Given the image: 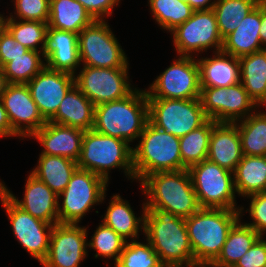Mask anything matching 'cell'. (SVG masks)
Here are the masks:
<instances>
[{
  "mask_svg": "<svg viewBox=\"0 0 266 267\" xmlns=\"http://www.w3.org/2000/svg\"><path fill=\"white\" fill-rule=\"evenodd\" d=\"M28 49L10 34L3 26H0V67L2 68L7 62L18 56H22Z\"/></svg>",
  "mask_w": 266,
  "mask_h": 267,
  "instance_id": "obj_42",
  "label": "cell"
},
{
  "mask_svg": "<svg viewBox=\"0 0 266 267\" xmlns=\"http://www.w3.org/2000/svg\"><path fill=\"white\" fill-rule=\"evenodd\" d=\"M44 55L48 68L75 75L81 67L78 34L48 27Z\"/></svg>",
  "mask_w": 266,
  "mask_h": 267,
  "instance_id": "obj_21",
  "label": "cell"
},
{
  "mask_svg": "<svg viewBox=\"0 0 266 267\" xmlns=\"http://www.w3.org/2000/svg\"><path fill=\"white\" fill-rule=\"evenodd\" d=\"M144 236L165 267L194 262L184 217L158 208H146Z\"/></svg>",
  "mask_w": 266,
  "mask_h": 267,
  "instance_id": "obj_1",
  "label": "cell"
},
{
  "mask_svg": "<svg viewBox=\"0 0 266 267\" xmlns=\"http://www.w3.org/2000/svg\"><path fill=\"white\" fill-rule=\"evenodd\" d=\"M0 188L12 201L33 217L50 224H58V195L48 185L39 180L31 172L24 185V195L21 200L0 180Z\"/></svg>",
  "mask_w": 266,
  "mask_h": 267,
  "instance_id": "obj_19",
  "label": "cell"
},
{
  "mask_svg": "<svg viewBox=\"0 0 266 267\" xmlns=\"http://www.w3.org/2000/svg\"><path fill=\"white\" fill-rule=\"evenodd\" d=\"M240 82L259 107H266V49L239 57Z\"/></svg>",
  "mask_w": 266,
  "mask_h": 267,
  "instance_id": "obj_27",
  "label": "cell"
},
{
  "mask_svg": "<svg viewBox=\"0 0 266 267\" xmlns=\"http://www.w3.org/2000/svg\"><path fill=\"white\" fill-rule=\"evenodd\" d=\"M178 57L156 76L149 88L145 89L147 98L195 99L200 97V76L196 57Z\"/></svg>",
  "mask_w": 266,
  "mask_h": 267,
  "instance_id": "obj_13",
  "label": "cell"
},
{
  "mask_svg": "<svg viewBox=\"0 0 266 267\" xmlns=\"http://www.w3.org/2000/svg\"><path fill=\"white\" fill-rule=\"evenodd\" d=\"M240 218L230 229L227 239L218 257L213 261L222 267H233L251 248L260 235Z\"/></svg>",
  "mask_w": 266,
  "mask_h": 267,
  "instance_id": "obj_31",
  "label": "cell"
},
{
  "mask_svg": "<svg viewBox=\"0 0 266 267\" xmlns=\"http://www.w3.org/2000/svg\"><path fill=\"white\" fill-rule=\"evenodd\" d=\"M14 2V15L11 12L7 18L23 21H40L48 23L50 0H11Z\"/></svg>",
  "mask_w": 266,
  "mask_h": 267,
  "instance_id": "obj_40",
  "label": "cell"
},
{
  "mask_svg": "<svg viewBox=\"0 0 266 267\" xmlns=\"http://www.w3.org/2000/svg\"><path fill=\"white\" fill-rule=\"evenodd\" d=\"M87 229L79 224H55L42 267H80L88 256Z\"/></svg>",
  "mask_w": 266,
  "mask_h": 267,
  "instance_id": "obj_16",
  "label": "cell"
},
{
  "mask_svg": "<svg viewBox=\"0 0 266 267\" xmlns=\"http://www.w3.org/2000/svg\"><path fill=\"white\" fill-rule=\"evenodd\" d=\"M94 104L74 85L60 103L56 114L49 122L92 130L94 125Z\"/></svg>",
  "mask_w": 266,
  "mask_h": 267,
  "instance_id": "obj_25",
  "label": "cell"
},
{
  "mask_svg": "<svg viewBox=\"0 0 266 267\" xmlns=\"http://www.w3.org/2000/svg\"><path fill=\"white\" fill-rule=\"evenodd\" d=\"M233 267H266V238L260 236Z\"/></svg>",
  "mask_w": 266,
  "mask_h": 267,
  "instance_id": "obj_43",
  "label": "cell"
},
{
  "mask_svg": "<svg viewBox=\"0 0 266 267\" xmlns=\"http://www.w3.org/2000/svg\"><path fill=\"white\" fill-rule=\"evenodd\" d=\"M146 208H158L179 217H189L199 206L188 169L147 175L139 184Z\"/></svg>",
  "mask_w": 266,
  "mask_h": 267,
  "instance_id": "obj_3",
  "label": "cell"
},
{
  "mask_svg": "<svg viewBox=\"0 0 266 267\" xmlns=\"http://www.w3.org/2000/svg\"><path fill=\"white\" fill-rule=\"evenodd\" d=\"M1 101L19 138H30L47 121L42 117L26 84H8Z\"/></svg>",
  "mask_w": 266,
  "mask_h": 267,
  "instance_id": "obj_17",
  "label": "cell"
},
{
  "mask_svg": "<svg viewBox=\"0 0 266 267\" xmlns=\"http://www.w3.org/2000/svg\"><path fill=\"white\" fill-rule=\"evenodd\" d=\"M147 99L149 122L173 136H185L208 120L199 98Z\"/></svg>",
  "mask_w": 266,
  "mask_h": 267,
  "instance_id": "obj_10",
  "label": "cell"
},
{
  "mask_svg": "<svg viewBox=\"0 0 266 267\" xmlns=\"http://www.w3.org/2000/svg\"><path fill=\"white\" fill-rule=\"evenodd\" d=\"M148 5L155 22L167 32L187 21L195 11L187 2L180 0H148Z\"/></svg>",
  "mask_w": 266,
  "mask_h": 267,
  "instance_id": "obj_36",
  "label": "cell"
},
{
  "mask_svg": "<svg viewBox=\"0 0 266 267\" xmlns=\"http://www.w3.org/2000/svg\"><path fill=\"white\" fill-rule=\"evenodd\" d=\"M82 66L123 68L129 59L106 20H94L78 34Z\"/></svg>",
  "mask_w": 266,
  "mask_h": 267,
  "instance_id": "obj_9",
  "label": "cell"
},
{
  "mask_svg": "<svg viewBox=\"0 0 266 267\" xmlns=\"http://www.w3.org/2000/svg\"><path fill=\"white\" fill-rule=\"evenodd\" d=\"M233 173L238 196L246 198L266 191V156L243 155Z\"/></svg>",
  "mask_w": 266,
  "mask_h": 267,
  "instance_id": "obj_29",
  "label": "cell"
},
{
  "mask_svg": "<svg viewBox=\"0 0 266 267\" xmlns=\"http://www.w3.org/2000/svg\"><path fill=\"white\" fill-rule=\"evenodd\" d=\"M2 25L10 32L18 43L25 46L28 50H34L45 54L48 23L16 20L6 18L3 15ZM40 45L41 47H39Z\"/></svg>",
  "mask_w": 266,
  "mask_h": 267,
  "instance_id": "obj_34",
  "label": "cell"
},
{
  "mask_svg": "<svg viewBox=\"0 0 266 267\" xmlns=\"http://www.w3.org/2000/svg\"><path fill=\"white\" fill-rule=\"evenodd\" d=\"M84 6L94 20H105L113 16V8L119 6L121 0H76ZM105 18V19H104Z\"/></svg>",
  "mask_w": 266,
  "mask_h": 267,
  "instance_id": "obj_44",
  "label": "cell"
},
{
  "mask_svg": "<svg viewBox=\"0 0 266 267\" xmlns=\"http://www.w3.org/2000/svg\"><path fill=\"white\" fill-rule=\"evenodd\" d=\"M48 27L79 34L94 19L76 0H50Z\"/></svg>",
  "mask_w": 266,
  "mask_h": 267,
  "instance_id": "obj_30",
  "label": "cell"
},
{
  "mask_svg": "<svg viewBox=\"0 0 266 267\" xmlns=\"http://www.w3.org/2000/svg\"><path fill=\"white\" fill-rule=\"evenodd\" d=\"M216 121L208 119L202 126L179 138L183 165L191 166L207 159L210 136Z\"/></svg>",
  "mask_w": 266,
  "mask_h": 267,
  "instance_id": "obj_35",
  "label": "cell"
},
{
  "mask_svg": "<svg viewBox=\"0 0 266 267\" xmlns=\"http://www.w3.org/2000/svg\"><path fill=\"white\" fill-rule=\"evenodd\" d=\"M259 35L261 44L266 49V2L263 0H261V27Z\"/></svg>",
  "mask_w": 266,
  "mask_h": 267,
  "instance_id": "obj_46",
  "label": "cell"
},
{
  "mask_svg": "<svg viewBox=\"0 0 266 267\" xmlns=\"http://www.w3.org/2000/svg\"><path fill=\"white\" fill-rule=\"evenodd\" d=\"M247 199H250L249 208H246L247 210H244V207L241 205L239 209L240 217H243L245 212H249V215L252 221H250V223H246V222L244 223L250 226L251 228H253L260 236H265L266 235V192H261V193L248 196Z\"/></svg>",
  "mask_w": 266,
  "mask_h": 267,
  "instance_id": "obj_41",
  "label": "cell"
},
{
  "mask_svg": "<svg viewBox=\"0 0 266 267\" xmlns=\"http://www.w3.org/2000/svg\"><path fill=\"white\" fill-rule=\"evenodd\" d=\"M108 185L102 177L78 168L58 195L59 223L79 224L93 206L106 200Z\"/></svg>",
  "mask_w": 266,
  "mask_h": 267,
  "instance_id": "obj_7",
  "label": "cell"
},
{
  "mask_svg": "<svg viewBox=\"0 0 266 267\" xmlns=\"http://www.w3.org/2000/svg\"><path fill=\"white\" fill-rule=\"evenodd\" d=\"M132 148L135 180L141 182L147 175L162 171L187 169L181 159L179 137L152 125L149 121Z\"/></svg>",
  "mask_w": 266,
  "mask_h": 267,
  "instance_id": "obj_6",
  "label": "cell"
},
{
  "mask_svg": "<svg viewBox=\"0 0 266 267\" xmlns=\"http://www.w3.org/2000/svg\"><path fill=\"white\" fill-rule=\"evenodd\" d=\"M261 1L235 31L223 39L222 51L241 57L265 49L260 41Z\"/></svg>",
  "mask_w": 266,
  "mask_h": 267,
  "instance_id": "obj_26",
  "label": "cell"
},
{
  "mask_svg": "<svg viewBox=\"0 0 266 267\" xmlns=\"http://www.w3.org/2000/svg\"><path fill=\"white\" fill-rule=\"evenodd\" d=\"M261 0H216L213 11L217 19L218 30L222 39L241 24Z\"/></svg>",
  "mask_w": 266,
  "mask_h": 267,
  "instance_id": "obj_33",
  "label": "cell"
},
{
  "mask_svg": "<svg viewBox=\"0 0 266 267\" xmlns=\"http://www.w3.org/2000/svg\"><path fill=\"white\" fill-rule=\"evenodd\" d=\"M26 85L42 117L49 121L56 114L67 92L75 85V76L45 66Z\"/></svg>",
  "mask_w": 266,
  "mask_h": 267,
  "instance_id": "obj_18",
  "label": "cell"
},
{
  "mask_svg": "<svg viewBox=\"0 0 266 267\" xmlns=\"http://www.w3.org/2000/svg\"><path fill=\"white\" fill-rule=\"evenodd\" d=\"M130 144L120 138L106 136L87 130L82 138V147L77 165L102 177L108 184L110 171L122 169L126 178L135 180L133 151Z\"/></svg>",
  "mask_w": 266,
  "mask_h": 267,
  "instance_id": "obj_5",
  "label": "cell"
},
{
  "mask_svg": "<svg viewBox=\"0 0 266 267\" xmlns=\"http://www.w3.org/2000/svg\"><path fill=\"white\" fill-rule=\"evenodd\" d=\"M170 33L177 56L197 58V55L207 52L209 48L215 52L222 50L223 39L213 10L194 11L187 21Z\"/></svg>",
  "mask_w": 266,
  "mask_h": 267,
  "instance_id": "obj_11",
  "label": "cell"
},
{
  "mask_svg": "<svg viewBox=\"0 0 266 267\" xmlns=\"http://www.w3.org/2000/svg\"><path fill=\"white\" fill-rule=\"evenodd\" d=\"M37 163L31 173L57 195L64 191L78 169L77 162L62 156L39 154Z\"/></svg>",
  "mask_w": 266,
  "mask_h": 267,
  "instance_id": "obj_28",
  "label": "cell"
},
{
  "mask_svg": "<svg viewBox=\"0 0 266 267\" xmlns=\"http://www.w3.org/2000/svg\"><path fill=\"white\" fill-rule=\"evenodd\" d=\"M126 243L125 239L103 222L99 223L91 240L87 241L89 250L96 251L94 254L96 259L98 257L106 258L113 260L114 264L119 259Z\"/></svg>",
  "mask_w": 266,
  "mask_h": 267,
  "instance_id": "obj_38",
  "label": "cell"
},
{
  "mask_svg": "<svg viewBox=\"0 0 266 267\" xmlns=\"http://www.w3.org/2000/svg\"><path fill=\"white\" fill-rule=\"evenodd\" d=\"M148 119L146 91L138 87L127 97L99 104L94 108L93 130L130 145L138 140Z\"/></svg>",
  "mask_w": 266,
  "mask_h": 267,
  "instance_id": "obj_2",
  "label": "cell"
},
{
  "mask_svg": "<svg viewBox=\"0 0 266 267\" xmlns=\"http://www.w3.org/2000/svg\"><path fill=\"white\" fill-rule=\"evenodd\" d=\"M19 137L13 130L7 115V111L4 109L3 103L0 100V138Z\"/></svg>",
  "mask_w": 266,
  "mask_h": 267,
  "instance_id": "obj_45",
  "label": "cell"
},
{
  "mask_svg": "<svg viewBox=\"0 0 266 267\" xmlns=\"http://www.w3.org/2000/svg\"><path fill=\"white\" fill-rule=\"evenodd\" d=\"M260 110L234 122L239 130L243 155L266 156V112Z\"/></svg>",
  "mask_w": 266,
  "mask_h": 267,
  "instance_id": "obj_32",
  "label": "cell"
},
{
  "mask_svg": "<svg viewBox=\"0 0 266 267\" xmlns=\"http://www.w3.org/2000/svg\"><path fill=\"white\" fill-rule=\"evenodd\" d=\"M216 0H188V4L195 10H212Z\"/></svg>",
  "mask_w": 266,
  "mask_h": 267,
  "instance_id": "obj_47",
  "label": "cell"
},
{
  "mask_svg": "<svg viewBox=\"0 0 266 267\" xmlns=\"http://www.w3.org/2000/svg\"><path fill=\"white\" fill-rule=\"evenodd\" d=\"M8 81H7V78L3 72V69L0 68V100L2 98V95L4 94L5 90H6V87L8 85Z\"/></svg>",
  "mask_w": 266,
  "mask_h": 267,
  "instance_id": "obj_49",
  "label": "cell"
},
{
  "mask_svg": "<svg viewBox=\"0 0 266 267\" xmlns=\"http://www.w3.org/2000/svg\"><path fill=\"white\" fill-rule=\"evenodd\" d=\"M129 65L123 68L83 66L74 75L75 85L94 106L123 99L136 89L129 80Z\"/></svg>",
  "mask_w": 266,
  "mask_h": 267,
  "instance_id": "obj_12",
  "label": "cell"
},
{
  "mask_svg": "<svg viewBox=\"0 0 266 267\" xmlns=\"http://www.w3.org/2000/svg\"><path fill=\"white\" fill-rule=\"evenodd\" d=\"M84 132L78 128L47 121L30 138L41 144L43 149L40 154L62 156L77 162Z\"/></svg>",
  "mask_w": 266,
  "mask_h": 267,
  "instance_id": "obj_20",
  "label": "cell"
},
{
  "mask_svg": "<svg viewBox=\"0 0 266 267\" xmlns=\"http://www.w3.org/2000/svg\"><path fill=\"white\" fill-rule=\"evenodd\" d=\"M44 56V53L28 50L22 56L7 62L2 69L8 83L27 84L46 66Z\"/></svg>",
  "mask_w": 266,
  "mask_h": 267,
  "instance_id": "obj_37",
  "label": "cell"
},
{
  "mask_svg": "<svg viewBox=\"0 0 266 267\" xmlns=\"http://www.w3.org/2000/svg\"><path fill=\"white\" fill-rule=\"evenodd\" d=\"M242 157L241 139L237 125L216 122L210 136L207 159L234 172Z\"/></svg>",
  "mask_w": 266,
  "mask_h": 267,
  "instance_id": "obj_22",
  "label": "cell"
},
{
  "mask_svg": "<svg viewBox=\"0 0 266 267\" xmlns=\"http://www.w3.org/2000/svg\"><path fill=\"white\" fill-rule=\"evenodd\" d=\"M122 198L120 194H115L111 197L101 222L109 226L126 241L138 240L140 231L144 235L145 213L147 210L145 201L142 203L143 207H141L142 215L137 217L128 200Z\"/></svg>",
  "mask_w": 266,
  "mask_h": 267,
  "instance_id": "obj_24",
  "label": "cell"
},
{
  "mask_svg": "<svg viewBox=\"0 0 266 267\" xmlns=\"http://www.w3.org/2000/svg\"><path fill=\"white\" fill-rule=\"evenodd\" d=\"M193 188L201 208L239 210L234 173L216 163L203 160L189 169Z\"/></svg>",
  "mask_w": 266,
  "mask_h": 267,
  "instance_id": "obj_8",
  "label": "cell"
},
{
  "mask_svg": "<svg viewBox=\"0 0 266 267\" xmlns=\"http://www.w3.org/2000/svg\"><path fill=\"white\" fill-rule=\"evenodd\" d=\"M213 57H197L200 87H228L240 83V61L221 51Z\"/></svg>",
  "mask_w": 266,
  "mask_h": 267,
  "instance_id": "obj_23",
  "label": "cell"
},
{
  "mask_svg": "<svg viewBox=\"0 0 266 267\" xmlns=\"http://www.w3.org/2000/svg\"><path fill=\"white\" fill-rule=\"evenodd\" d=\"M113 267H165L150 243L127 241Z\"/></svg>",
  "mask_w": 266,
  "mask_h": 267,
  "instance_id": "obj_39",
  "label": "cell"
},
{
  "mask_svg": "<svg viewBox=\"0 0 266 267\" xmlns=\"http://www.w3.org/2000/svg\"><path fill=\"white\" fill-rule=\"evenodd\" d=\"M200 102L208 119L234 123L260 108L249 96L243 84L228 87H200Z\"/></svg>",
  "mask_w": 266,
  "mask_h": 267,
  "instance_id": "obj_14",
  "label": "cell"
},
{
  "mask_svg": "<svg viewBox=\"0 0 266 267\" xmlns=\"http://www.w3.org/2000/svg\"><path fill=\"white\" fill-rule=\"evenodd\" d=\"M3 15H4V13L2 14H0V26L2 25V17H3Z\"/></svg>",
  "mask_w": 266,
  "mask_h": 267,
  "instance_id": "obj_50",
  "label": "cell"
},
{
  "mask_svg": "<svg viewBox=\"0 0 266 267\" xmlns=\"http://www.w3.org/2000/svg\"><path fill=\"white\" fill-rule=\"evenodd\" d=\"M0 201L19 244L41 264L46 258L53 224L33 217L18 207L0 188Z\"/></svg>",
  "mask_w": 266,
  "mask_h": 267,
  "instance_id": "obj_15",
  "label": "cell"
},
{
  "mask_svg": "<svg viewBox=\"0 0 266 267\" xmlns=\"http://www.w3.org/2000/svg\"><path fill=\"white\" fill-rule=\"evenodd\" d=\"M240 218L239 210L220 208H200L186 217L194 261L213 262L220 254L230 229Z\"/></svg>",
  "mask_w": 266,
  "mask_h": 267,
  "instance_id": "obj_4",
  "label": "cell"
},
{
  "mask_svg": "<svg viewBox=\"0 0 266 267\" xmlns=\"http://www.w3.org/2000/svg\"><path fill=\"white\" fill-rule=\"evenodd\" d=\"M178 267H222L210 261H194Z\"/></svg>",
  "mask_w": 266,
  "mask_h": 267,
  "instance_id": "obj_48",
  "label": "cell"
}]
</instances>
